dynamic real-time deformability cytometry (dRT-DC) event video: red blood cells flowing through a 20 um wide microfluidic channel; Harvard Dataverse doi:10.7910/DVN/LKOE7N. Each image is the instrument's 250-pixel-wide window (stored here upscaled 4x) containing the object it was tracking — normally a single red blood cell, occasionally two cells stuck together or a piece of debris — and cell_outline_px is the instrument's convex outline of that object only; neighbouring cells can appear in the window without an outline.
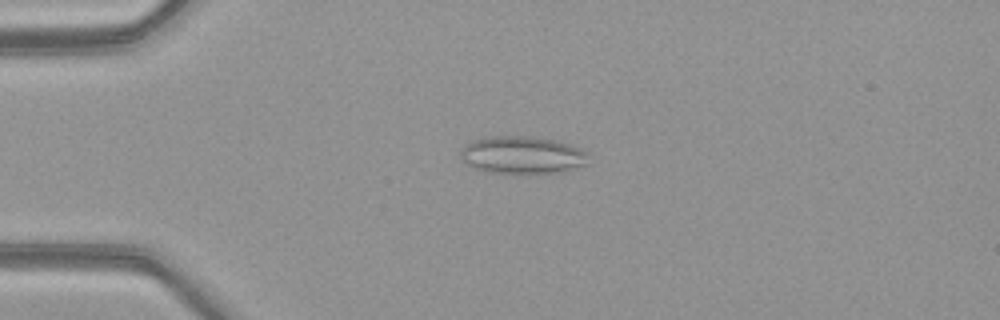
{"species": "common noctule bat (a hibernating species)", "species_latin": "Nyctalus noctula", "temperature_condition": "warm", "stored_images_in_passage": 51, "camera_frame_rate_fps": 3000, "um_per_image_px": 0.085, "animal": {"sex": "female", "body_mass_g": 21.9}, "frame": {"image": 1, "passage_image": 13, "time_ms": 4.0, "image_size_px": [1000, 320], "cell_outline_px": [[592, 152], [588, 164], [564, 172], [484, 172], [468, 164], [460, 156], [460, 148], [464, 144], [472, 140], [484, 136], [532, 136], [552, 140], [568, 144]], "centroid_in_image_um": [44.43, 13.15], "position_along_channel_um": 40.6, "area_um2": 28.21}}
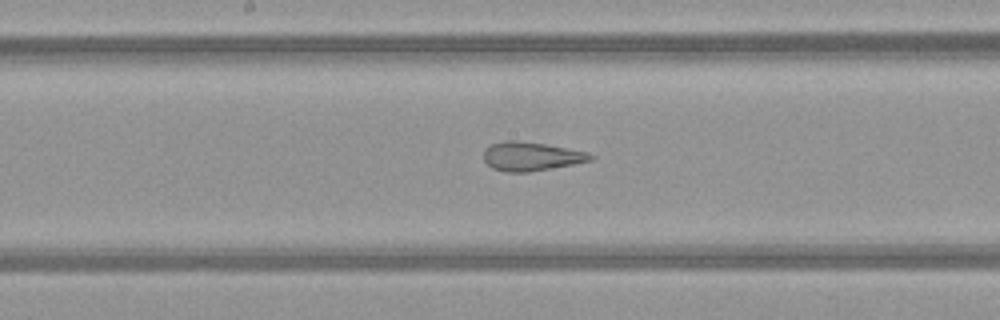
{"frame": {"image": 2, "passage_image": 27, "time_ms": 8.667, "image_size_px": [1000, 320], "cell_outline_px": [[596, 156], [592, 160], [572, 164], [528, 172], [508, 172], [492, 168], [484, 160], [484, 152], [492, 144], [504, 140], [516, 140], [544, 144], [588, 152]], "centroid_in_image_um": [45.16, 13.29], "position_along_channel_um": 203.0, "area_um2": 17.69}}
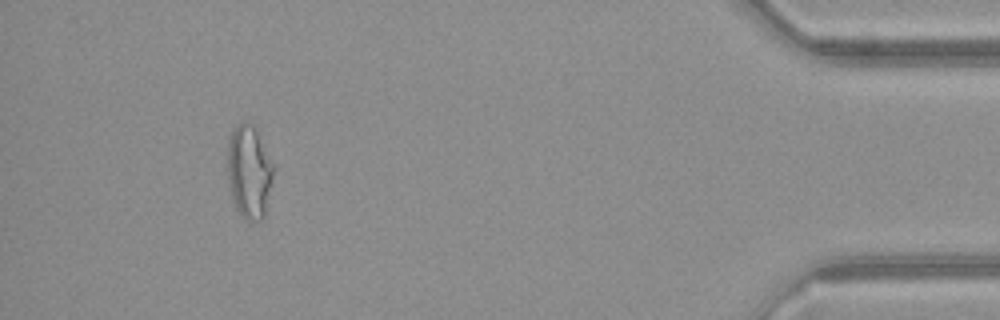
{"frame": {"image": 3, "passage_image": 47, "time_ms": 15.333, "image_size_px": [1000, 320], "cell_outline_px": [[276, 168], [264, 216], [260, 220], [252, 224], [240, 216], [236, 208], [232, 196], [228, 180], [228, 140], [232, 128], [240, 120], [248, 120], [256, 124], [276, 164]], "centroid_in_image_um": [21.23, 14.51], "position_along_channel_um": 414.0, "area_um2": 26.41}, "authors_computed_cell_mechanics": {"area_um2": 23.2356, "velocity_mm_per_s": 4.1394, "shape_relaxation_time_tau1_ms": null, "shape_relaxation_time_tau2_ms": 1.4912, "deformation_change_tau1": null, "deformation_change_tau2": 0.1171}}